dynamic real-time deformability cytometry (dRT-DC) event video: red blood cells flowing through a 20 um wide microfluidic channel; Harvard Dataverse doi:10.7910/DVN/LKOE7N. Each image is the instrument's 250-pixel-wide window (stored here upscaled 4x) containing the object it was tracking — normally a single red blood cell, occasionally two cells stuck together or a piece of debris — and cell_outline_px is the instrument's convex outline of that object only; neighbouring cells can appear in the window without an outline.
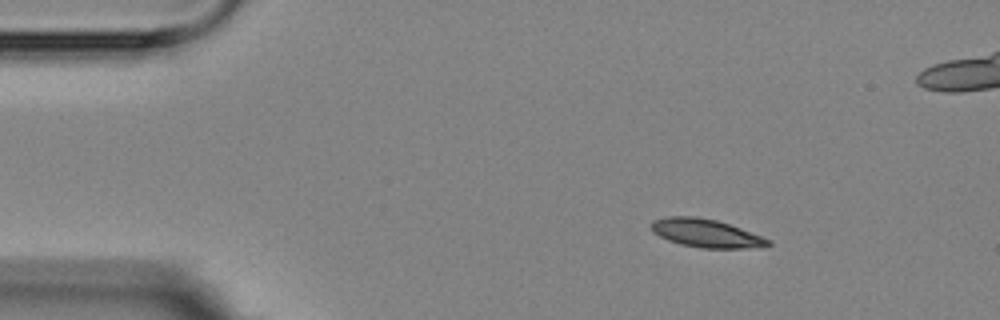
{"species": "Egyptian fruit bat (a non-hibernating species)", "species_latin": "Rousettus aegyptiacus", "temperature_condition": "room temperature", "stored_images_in_passage": 3, "camera_frame_rate_fps": 3000, "um_per_image_px": 0.085, "animal": {"sex": "female"}, "frame": {"image": 1, "passage_image": 1, "time_ms": 0.0, "image_size_px": [1000, 320], "cell_outline_px": [[772, 244], [744, 248], [700, 248], [680, 244], [668, 240], [652, 232], [652, 220], [668, 216], [692, 216], [716, 220], [740, 228], [772, 240]], "centroid_in_image_um": [59.98, 19.82], "position_along_channel_um": 25.0, "area_um2": 19.02}}